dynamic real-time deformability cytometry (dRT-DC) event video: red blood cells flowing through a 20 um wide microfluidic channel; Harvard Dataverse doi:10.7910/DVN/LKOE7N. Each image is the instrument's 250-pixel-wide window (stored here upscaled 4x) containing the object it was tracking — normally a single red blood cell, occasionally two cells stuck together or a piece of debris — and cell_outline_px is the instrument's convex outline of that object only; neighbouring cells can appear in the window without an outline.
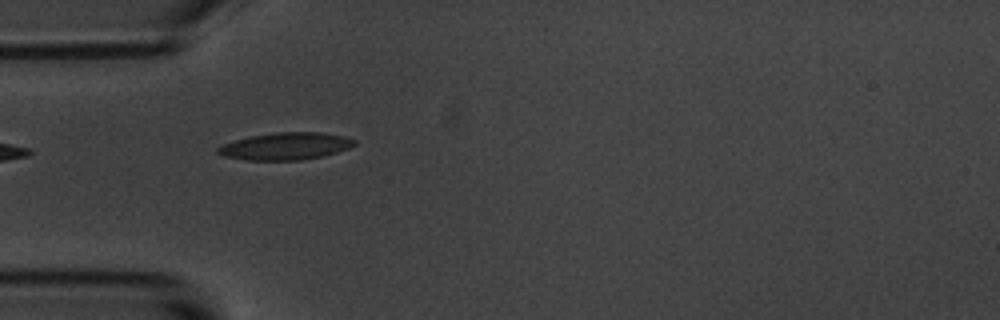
{"species": "common noctule bat (a hibernating species)", "species_latin": "Nyctalus noctula", "temperature_condition": "room temperature", "stored_images_in_passage": 7, "camera_frame_rate_fps": 3000, "um_per_image_px": 0.085, "animal": {"sex": "male", "body_mass_g": 20.1, "forearm_length_mm": 53.5}, "frame": {"image": 1, "passage_image": 5, "time_ms": 4.667, "image_size_px": [1000, 320], "cell_outline_px": [[356, 144], [348, 148], [336, 152], [320, 156], [300, 160], [244, 160], [224, 156], [216, 152], [216, 148], [224, 144], [236, 140], [252, 136], [276, 132], [320, 132], [344, 136], [356, 140]], "centroid_in_image_um": [24.27, 12.42], "position_along_channel_um": 60.7, "area_um2": 21.44}}
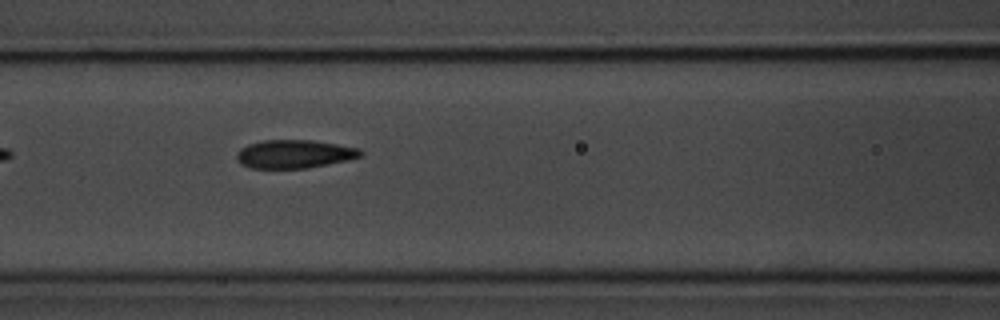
{"frame": {"image": 2, "passage_image": 7, "time_ms": 7.0, "image_size_px": [1000, 320], "cell_outline_px": [[364, 156], [348, 160], [308, 168], [252, 168], [240, 164], [236, 156], [236, 152], [240, 148], [248, 144], [264, 140], [312, 140], [360, 148], [364, 152]], "centroid_in_image_um": [25.04, 13.09], "position_along_channel_um": 141.6, "area_um2": 20.63}}